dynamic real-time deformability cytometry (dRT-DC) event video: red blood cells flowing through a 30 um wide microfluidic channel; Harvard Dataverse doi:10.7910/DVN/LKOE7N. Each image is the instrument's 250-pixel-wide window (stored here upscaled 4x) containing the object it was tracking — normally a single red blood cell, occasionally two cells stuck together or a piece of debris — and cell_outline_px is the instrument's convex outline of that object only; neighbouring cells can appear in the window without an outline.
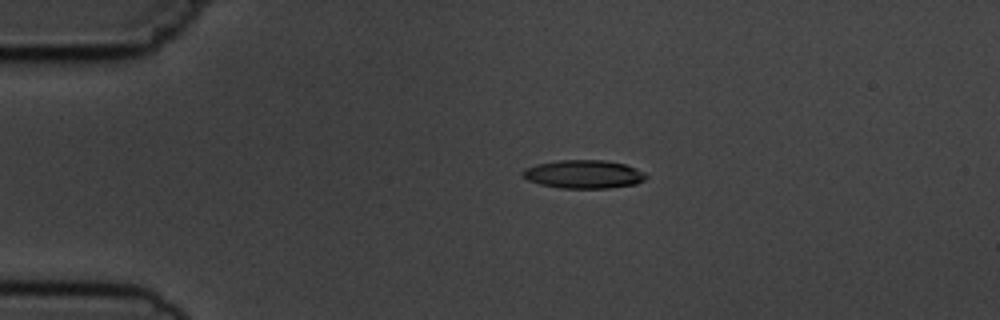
{"species": "common noctule bat (a hibernating species)", "species_latin": "Nyctalus noctula", "temperature_condition": "cold", "stored_images_in_passage": 5, "camera_frame_rate_fps": 3000, "um_per_image_px": 0.085, "animal": {"sex": "male", "body_mass_g": 19.5, "forearm_length_mm": 54.6}, "frame": {"image": 1, "passage_image": 4, "time_ms": 3.667, "image_size_px": [1000, 320], "cell_outline_px": [[648, 176], [644, 180], [636, 184], [608, 188], [560, 188], [540, 184], [528, 180], [524, 176], [524, 168], [536, 164], [556, 160], [604, 160], [624, 164], [636, 168], [644, 172]], "centroid_in_image_um": [49.63, 14.8], "position_along_channel_um": 35.4, "area_um2": 20.35}}